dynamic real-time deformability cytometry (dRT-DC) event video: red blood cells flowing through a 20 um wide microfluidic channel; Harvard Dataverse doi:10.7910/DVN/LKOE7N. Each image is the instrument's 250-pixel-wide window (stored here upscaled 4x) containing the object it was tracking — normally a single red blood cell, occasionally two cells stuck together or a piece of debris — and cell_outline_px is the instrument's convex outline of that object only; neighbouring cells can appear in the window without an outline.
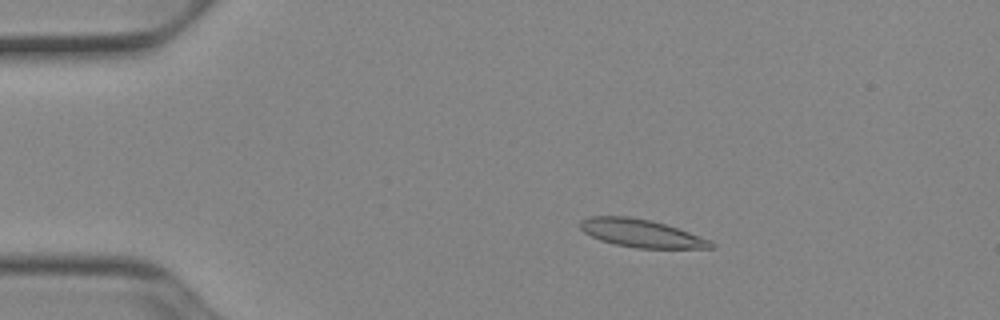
{"species": "Egyptian fruit bat (a non-hibernating species)", "species_latin": "Rousettus aegyptiacus", "temperature_condition": "cold", "stored_images_in_passage": 51, "camera_frame_rate_fps": 3000, "um_per_image_px": 0.085, "animal": {"sex": "female"}, "frame": {"image": 1, "passage_image": 9, "time_ms": 2.667, "image_size_px": [1000, 320], "cell_outline_px": [[716, 248], [636, 248], [616, 244], [600, 240], [584, 232], [580, 228], [580, 220], [588, 216], [628, 216], [652, 220], [712, 240], [716, 244]], "centroid_in_image_um": [54.51, 19.82], "position_along_channel_um": 30.5, "area_um2": 21.27}}
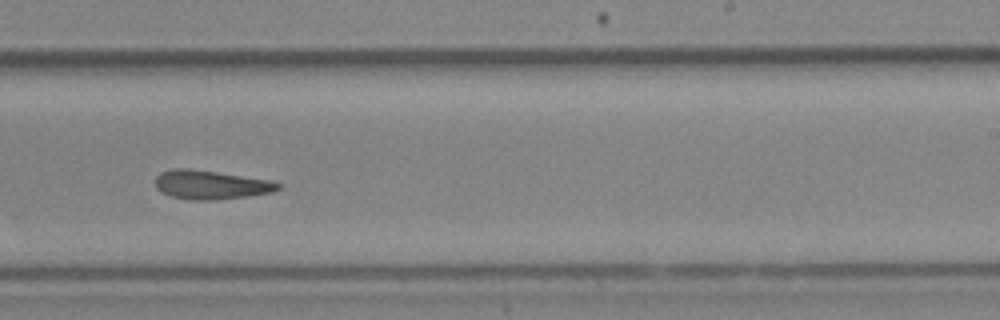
{"frame": {"image": 2, "passage_image": 32, "time_ms": 10.333, "image_size_px": [1000, 320], "cell_outline_px": [[280, 188], [272, 192], [248, 196], [212, 200], [192, 200], [172, 196], [160, 192], [156, 188], [156, 176], [160, 172], [172, 168], [188, 168], [272, 180], [280, 184]], "centroid_in_image_um": [17.9, 15.7], "position_along_channel_um": 271.1, "area_um2": 20.63}}
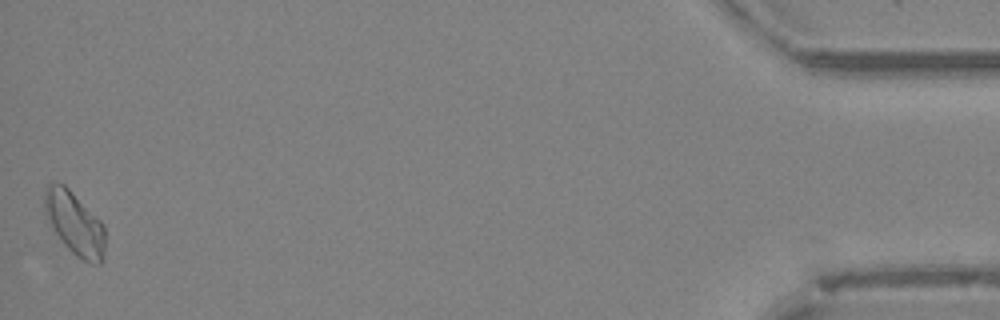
{"frame": {"image": 3, "passage_image": 51, "time_ms": 16.667, "image_size_px": [1000, 320], "cell_outline_px": [[104, 248], [100, 264], [92, 264], [76, 256], [64, 244], [56, 232], [44, 212], [44, 188], [48, 184], [64, 184], [100, 220], [104, 228]], "centroid_in_image_um": [6.33, 18.98], "position_along_channel_um": 428.9, "area_um2": 21.73}, "authors_computed_cell_mechanics": {"area_um2": 20.6346, "velocity_mm_per_s": 3.8944, "shape_relaxation_time_tau1_ms": null, "shape_relaxation_time_tau2_ms": 7.0018, "deformation_change_tau1": null, "deformation_change_tau2": 0.1795}}